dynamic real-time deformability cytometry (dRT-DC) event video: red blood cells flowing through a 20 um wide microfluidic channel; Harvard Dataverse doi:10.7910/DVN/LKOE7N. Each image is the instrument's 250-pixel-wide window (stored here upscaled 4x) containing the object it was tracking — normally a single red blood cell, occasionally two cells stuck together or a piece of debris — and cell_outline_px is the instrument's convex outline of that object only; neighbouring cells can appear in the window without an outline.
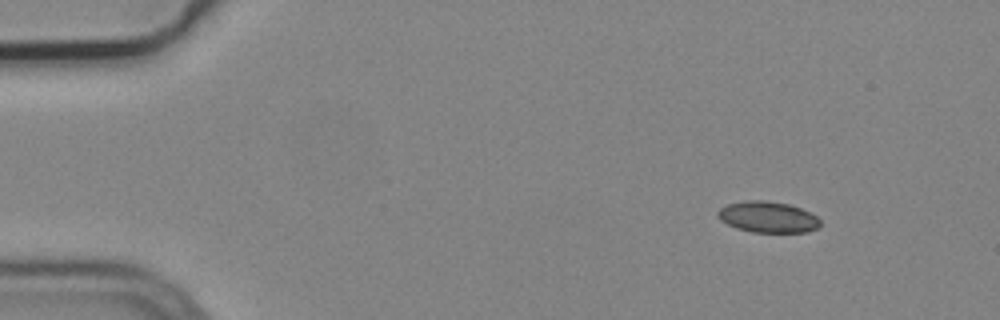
{"species": "common noctule bat (a hibernating species)", "species_latin": "Nyctalus noctula", "temperature_condition": "cold", "stored_images_in_passage": 3, "camera_frame_rate_fps": 3000, "um_per_image_px": 0.085, "animal": {"sex": "male", "body_mass_g": 19.2, "forearm_length_mm": 51.8}, "frame": {"image": 1, "passage_image": 1, "time_ms": 0.0, "image_size_px": [1000, 320], "cell_outline_px": [[820, 228], [808, 232], [752, 232], [736, 228], [720, 220], [716, 216], [716, 212], [720, 208], [728, 204], [744, 200], [764, 200], [788, 204], [800, 208], [816, 216], [820, 220]], "centroid_in_image_um": [65.25, 18.45], "position_along_channel_um": 19.7, "area_um2": 18.67}}
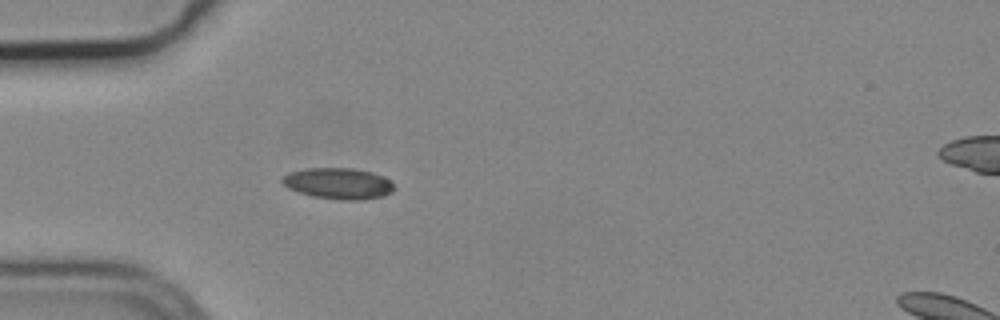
{"frame": {"image": 2, "passage_image": 3, "time_ms": 0.667, "image_size_px": [1000, 320], "cell_outline_px": [[396, 188], [392, 192], [384, 196], [360, 200], [340, 200], [312, 196], [288, 188], [280, 180], [288, 172], [308, 168], [352, 168], [372, 172], [384, 176], [392, 180]], "centroid_in_image_um": [28.81, 15.59], "position_along_channel_um": 56.2, "area_um2": 20.52}}